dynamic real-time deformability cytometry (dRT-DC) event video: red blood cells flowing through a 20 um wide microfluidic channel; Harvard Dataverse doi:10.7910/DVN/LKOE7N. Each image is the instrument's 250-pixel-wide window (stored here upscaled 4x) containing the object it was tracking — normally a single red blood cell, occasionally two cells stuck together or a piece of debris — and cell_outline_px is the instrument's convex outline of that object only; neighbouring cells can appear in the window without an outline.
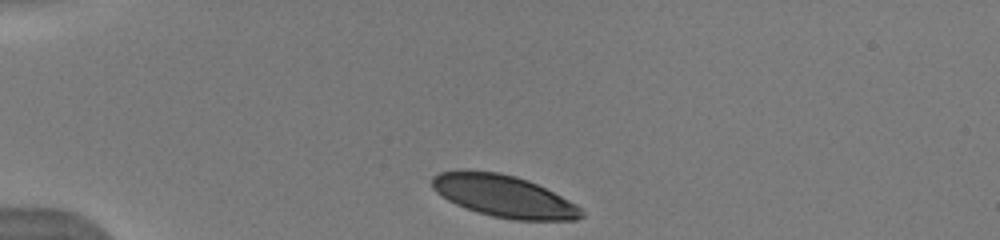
{"species": "human", "species_latin": "Homo sapiens", "temperature_condition": "warm", "stored_images_in_passage": 40, "camera_frame_rate_fps": 3000, "um_per_image_px": 0.085, "donor": {"sex": "male"}, "frame": {"image": 1, "passage_image": 1, "time_ms": 0.0, "image_size_px": [1000, 240], "cell_outline_px": [[584, 216], [576, 220], [512, 220], [492, 216], [476, 212], [456, 204], [448, 200], [436, 192], [432, 188], [432, 176], [440, 172], [460, 168], [468, 168], [500, 172], [516, 176], [528, 180], [576, 204], [584, 212]], "centroid_in_image_um": [42.76, 16.64], "position_along_channel_um": 42.2, "area_um2": 36.99}}
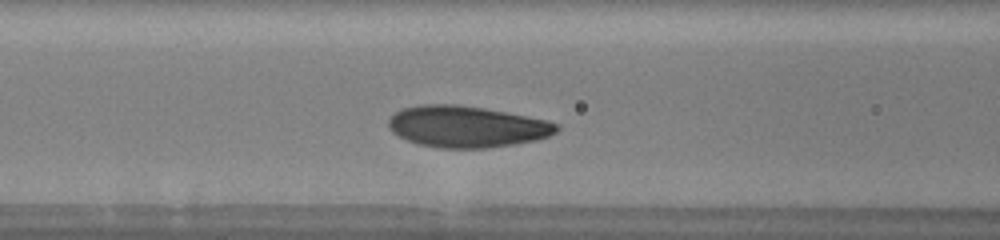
{"frame": {"image": 2, "passage_image": 11, "time_ms": 3.333, "image_size_px": [1000, 240], "cell_outline_px": [[560, 128], [556, 132], [548, 136], [536, 140], [512, 144], [484, 148], [440, 148], [420, 144], [408, 140], [392, 132], [388, 128], [388, 120], [400, 108], [420, 104], [456, 104], [484, 108], [548, 120], [560, 124]], "centroid_in_image_um": [39.67, 10.75], "position_along_channel_um": 126.9, "area_um2": 40.58}}
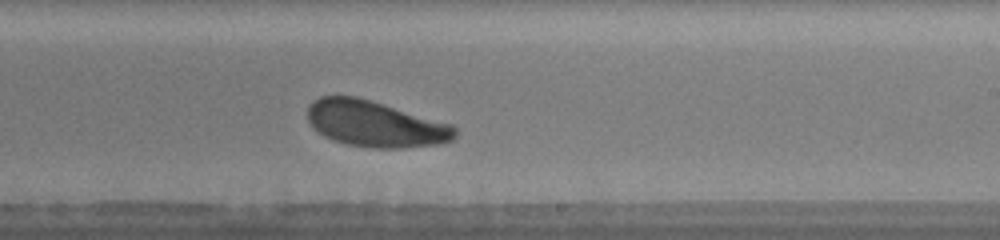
{"frame": {"image": 3, "passage_image": 21, "time_ms": 6.667, "image_size_px": [1000, 240], "cell_outline_px": [[456, 136], [452, 140], [440, 144], [404, 148], [372, 148], [348, 144], [332, 140], [316, 132], [312, 128], [308, 120], [308, 104], [312, 100], [320, 96], [356, 96], [384, 104], [452, 124], [456, 128]], "centroid_in_image_um": [31.87, 10.53], "position_along_channel_um": 257.1, "area_um2": 39.82}, "authors_computed_cell_mechanics": {"area_um2": 40.1999, "velocity_mm_per_s": 3.9158, "shape_relaxation_time_tau1_ms": 1.1849, "shape_relaxation_time_tau2_ms": null, "deformation_change_tau1": 0.0887, "deformation_change_tau2": null}}